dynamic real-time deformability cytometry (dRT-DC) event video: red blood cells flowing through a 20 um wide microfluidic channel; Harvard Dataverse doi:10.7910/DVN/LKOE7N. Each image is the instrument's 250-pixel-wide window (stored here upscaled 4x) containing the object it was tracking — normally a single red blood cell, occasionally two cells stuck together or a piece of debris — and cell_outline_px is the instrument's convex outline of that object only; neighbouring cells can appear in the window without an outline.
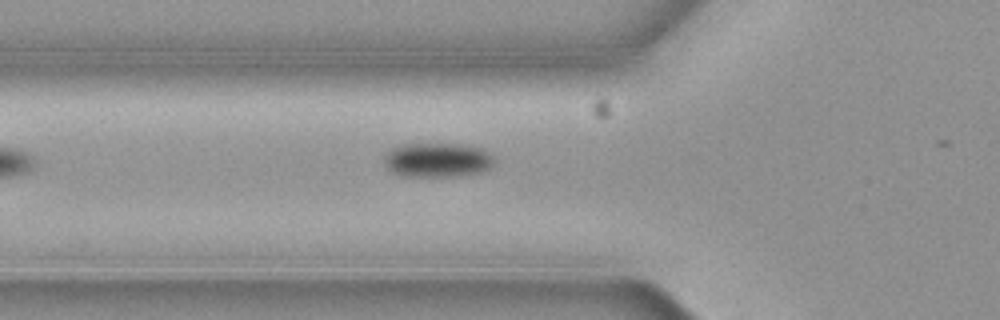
{"species": "common noctule bat (a hibernating species)", "species_latin": "Nyctalus noctula", "temperature_condition": "cold", "stored_images_in_passage": 3, "camera_frame_rate_fps": 3000, "um_per_image_px": 0.085, "animal": {"sex": "female", "body_mass_g": 19.3, "forearm_length_mm": 54.1}, "frame": {"image": 1, "passage_image": 2, "time_ms": 0.333, "image_size_px": [1000, 320], "cell_outline_px": [[496, 160], [488, 168], [480, 172], [452, 176], [404, 176], [392, 172], [384, 164], [384, 156], [392, 148], [404, 144], [460, 144], [484, 148], [492, 152]], "centroid_in_image_um": [37.21, 13.58], "position_along_channel_um": 88.6, "area_um2": 22.14}}